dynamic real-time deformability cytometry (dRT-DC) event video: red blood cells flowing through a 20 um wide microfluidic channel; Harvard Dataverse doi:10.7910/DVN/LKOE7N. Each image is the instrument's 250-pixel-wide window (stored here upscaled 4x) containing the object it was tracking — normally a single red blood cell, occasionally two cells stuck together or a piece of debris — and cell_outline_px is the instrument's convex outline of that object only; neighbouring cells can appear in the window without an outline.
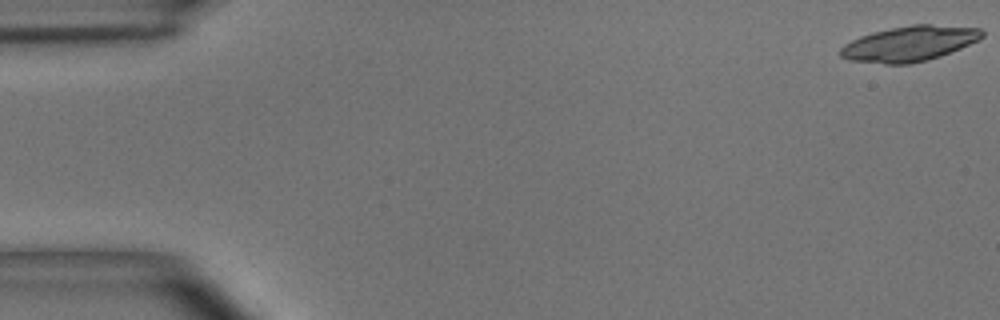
{"species": "common noctule bat (a hibernating species)", "species_latin": "Nyctalus noctula", "temperature_condition": "room temperature", "stored_images_in_passage": 55, "camera_frame_rate_fps": 3000, "um_per_image_px": 0.085, "animal": {"sex": "male", "body_mass_g": 15.6}, "frame": {"image": 1, "passage_image": 1, "time_ms": 0.0, "image_size_px": [1000, 320], "cell_outline_px": [[984, 36], [980, 40], [940, 56], [908, 64], [884, 64], [848, 60], [840, 56], [840, 48], [844, 44], [860, 36], [872, 32], [912, 24], [932, 24], [980, 28], [984, 32]], "centroid_in_image_um": [77.3, 3.7], "position_along_channel_um": 7.7, "area_um2": 29.07}}